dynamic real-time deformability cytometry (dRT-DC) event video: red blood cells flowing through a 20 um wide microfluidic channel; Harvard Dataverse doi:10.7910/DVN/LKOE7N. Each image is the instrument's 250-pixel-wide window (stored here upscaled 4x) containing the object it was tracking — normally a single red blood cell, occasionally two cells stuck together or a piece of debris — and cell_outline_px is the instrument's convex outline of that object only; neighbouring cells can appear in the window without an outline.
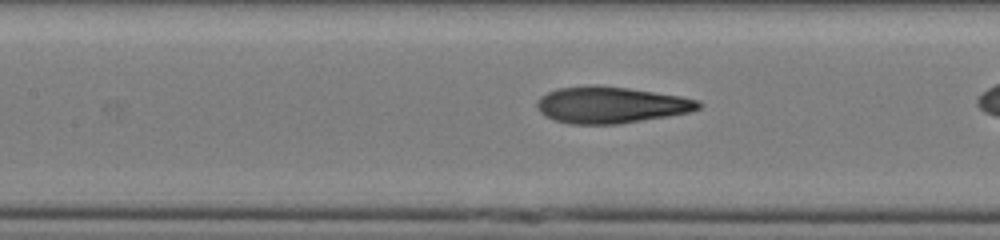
{"species": "human", "species_latin": "Homo sapiens", "temperature_condition": "cold", "stored_images_in_passage": 37, "camera_frame_rate_fps": 3000, "um_per_image_px": 0.085, "donor": {"sex": "male"}, "frame": {"image": 1, "passage_image": 20, "time_ms": 6.333, "image_size_px": [1000, 240], "cell_outline_px": [[704, 104], [700, 108], [688, 112], [668, 116], [616, 124], [568, 124], [556, 120], [540, 112], [536, 104], [536, 100], [540, 96], [556, 88], [596, 84], [628, 88], [680, 96], [700, 100]], "centroid_in_image_um": [51.92, 8.9], "position_along_channel_um": 155.5, "area_um2": 34.39}}
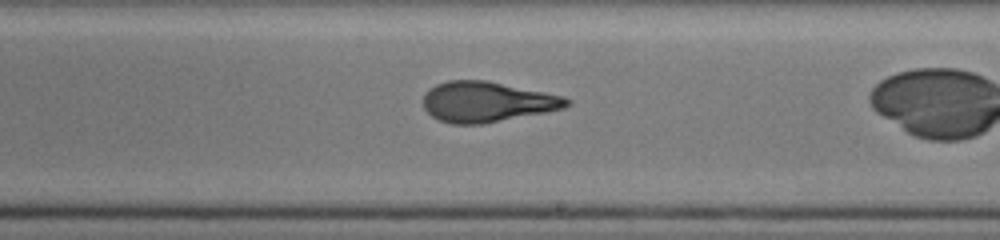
{"frame": {"image": 2, "passage_image": 27, "time_ms": 8.667, "image_size_px": [1000, 240], "cell_outline_px": [[572, 104], [564, 108], [548, 112], [480, 124], [452, 124], [440, 120], [432, 116], [424, 108], [424, 92], [436, 84], [448, 80], [484, 80], [564, 96], [572, 100]], "centroid_in_image_um": [41.41, 8.66], "position_along_channel_um": 247.6, "area_um2": 33.7}}
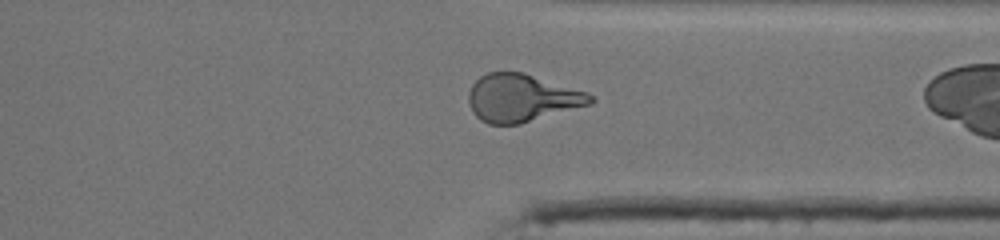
{"frame": {"image": 3, "passage_image": 36, "time_ms": 11.667, "image_size_px": [1000, 240], "cell_outline_px": [[596, 100], [592, 104], [520, 124], [488, 124], [480, 120], [472, 112], [468, 104], [468, 92], [472, 84], [480, 76], [488, 72], [524, 72], [588, 92], [596, 96]], "centroid_in_image_um": [44.37, 8.33], "position_along_channel_um": 367.0, "area_um2": 34.28}}